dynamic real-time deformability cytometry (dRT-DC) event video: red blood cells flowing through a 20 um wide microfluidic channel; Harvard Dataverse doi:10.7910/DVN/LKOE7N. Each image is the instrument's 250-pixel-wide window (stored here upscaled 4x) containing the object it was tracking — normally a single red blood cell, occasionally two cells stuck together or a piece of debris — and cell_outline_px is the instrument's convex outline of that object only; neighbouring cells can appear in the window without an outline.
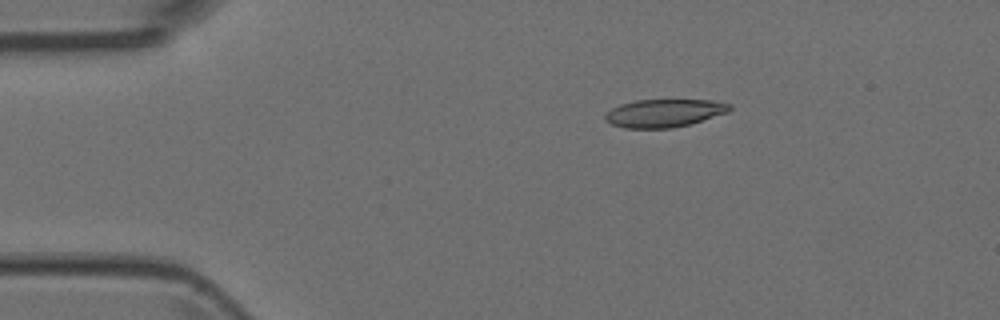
{"species": "Egyptian fruit bat (a non-hibernating species)", "species_latin": "Rousettus aegyptiacus", "temperature_condition": "room temperature", "stored_images_in_passage": 3, "camera_frame_rate_fps": 3000, "um_per_image_px": 0.085, "animal": {"sex": "female"}, "frame": {"image": 1, "passage_image": 1, "time_ms": 0.0, "image_size_px": [1000, 320], "cell_outline_px": [[732, 108], [728, 112], [692, 124], [672, 128], [624, 128], [612, 124], [604, 120], [604, 116], [612, 108], [620, 104], [636, 100], [712, 100], [732, 104]], "centroid_in_image_um": [56.48, 9.61], "position_along_channel_um": 28.5, "area_um2": 20.4}}